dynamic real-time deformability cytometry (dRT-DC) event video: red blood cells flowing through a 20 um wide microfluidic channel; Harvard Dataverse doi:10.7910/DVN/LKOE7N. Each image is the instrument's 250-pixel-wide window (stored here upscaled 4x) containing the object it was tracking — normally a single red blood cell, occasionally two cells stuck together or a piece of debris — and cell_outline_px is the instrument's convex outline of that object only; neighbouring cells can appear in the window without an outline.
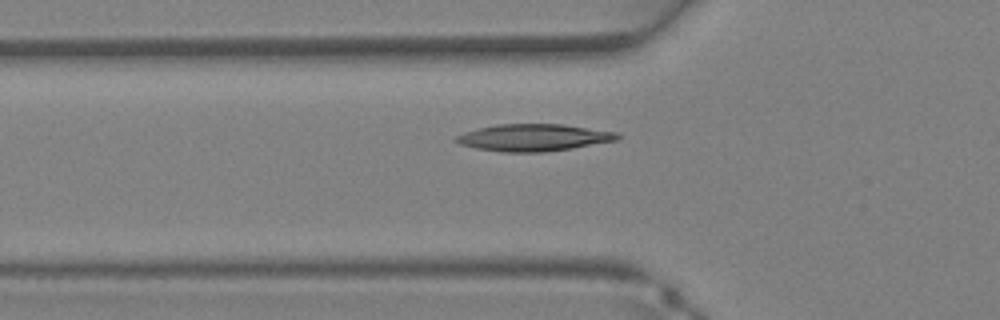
{"species": "Egyptian fruit bat (a non-hibernating species)", "species_latin": "Rousettus aegyptiacus", "temperature_condition": "warm", "stored_images_in_passage": 25, "camera_frame_rate_fps": 3000, "um_per_image_px": 0.085, "animal": {"sex": "female"}, "frame": {"image": 1, "passage_image": 5, "time_ms": 1.333, "image_size_px": [1000, 320], "cell_outline_px": [[620, 140], [572, 148], [544, 152], [500, 152], [476, 148], [460, 144], [452, 140], [456, 136], [464, 132], [496, 124], [560, 124], [620, 132]], "centroid_in_image_um": [45.38, 11.69], "position_along_channel_um": 80.4, "area_um2": 25.55}}
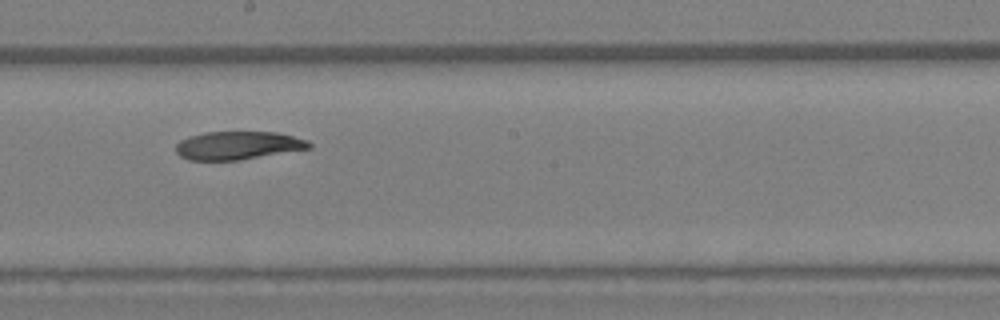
{"frame": {"image": 2, "passage_image": 13, "time_ms": 4.0, "image_size_px": [1000, 320], "cell_outline_px": [[312, 148], [236, 160], [188, 160], [180, 156], [176, 152], [176, 144], [180, 140], [188, 136], [204, 132], [276, 132], [308, 140], [312, 144]], "centroid_in_image_um": [20.2, 12.36], "position_along_channel_um": 228.0, "area_um2": 21.85}}
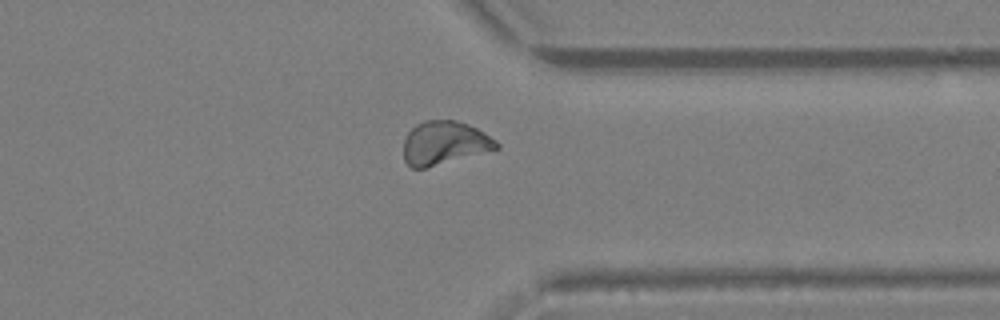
{"frame": {"image": 3, "passage_image": 21, "time_ms": 6.667, "image_size_px": [1000, 320], "cell_outline_px": [[500, 148], [424, 168], [412, 168], [404, 160], [404, 140], [408, 132], [416, 124], [424, 120], [456, 120], [468, 124], [484, 132], [496, 140], [500, 144]], "centroid_in_image_um": [37.77, 12.14], "position_along_channel_um": 373.6, "area_um2": 23.41}}